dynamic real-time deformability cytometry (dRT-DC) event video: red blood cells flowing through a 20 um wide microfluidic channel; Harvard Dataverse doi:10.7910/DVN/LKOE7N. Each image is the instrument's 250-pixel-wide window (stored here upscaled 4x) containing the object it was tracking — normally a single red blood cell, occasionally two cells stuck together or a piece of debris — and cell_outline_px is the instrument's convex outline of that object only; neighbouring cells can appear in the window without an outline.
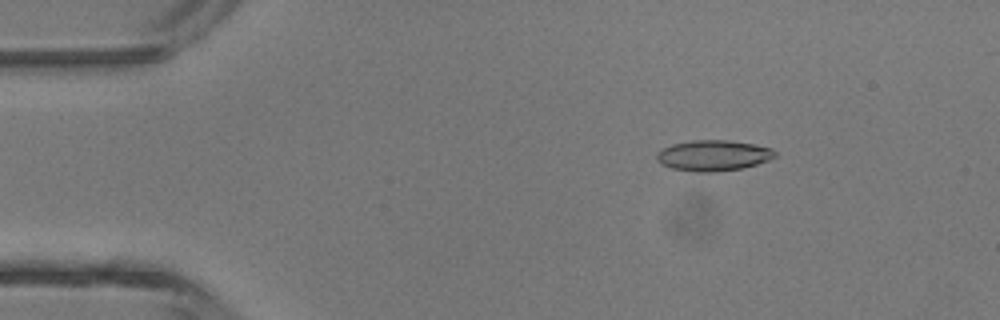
{"species": "common noctule bat (a hibernating species)", "species_latin": "Nyctalus noctula", "temperature_condition": "room temperature", "stored_images_in_passage": 35, "camera_frame_rate_fps": 3000, "um_per_image_px": 0.085, "animal": {"sex": "male", "body_mass_g": 13.3}, "frame": {"image": 1, "passage_image": 2, "time_ms": 0.333, "image_size_px": [1000, 320], "cell_outline_px": [[776, 156], [768, 160], [756, 164], [740, 168], [712, 172], [696, 172], [672, 168], [660, 164], [656, 160], [656, 152], [672, 144], [692, 140], [732, 140], [772, 148], [776, 152]], "centroid_in_image_um": [60.6, 13.21], "position_along_channel_um": 24.4, "area_um2": 21.15}}
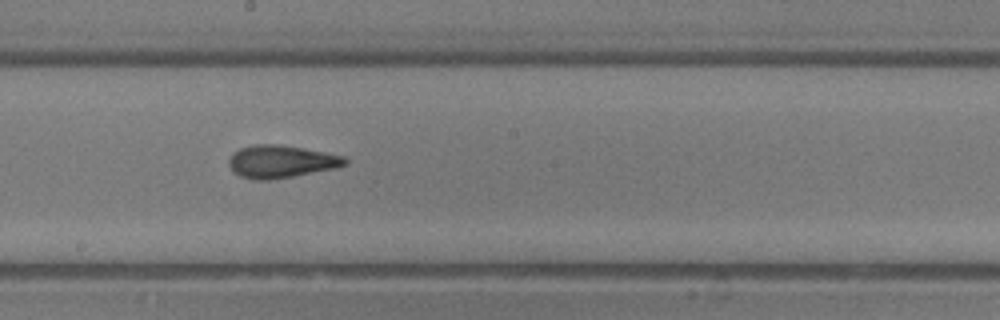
{"frame": {"image": 2, "passage_image": 20, "time_ms": 6.333, "image_size_px": [1000, 320], "cell_outline_px": [[348, 164], [336, 168], [292, 176], [268, 180], [256, 180], [240, 176], [228, 164], [228, 160], [232, 152], [240, 148], [256, 144], [280, 144], [304, 148], [344, 156], [348, 160]], "centroid_in_image_um": [23.9, 13.72], "position_along_channel_um": 224.3, "area_um2": 22.02}}
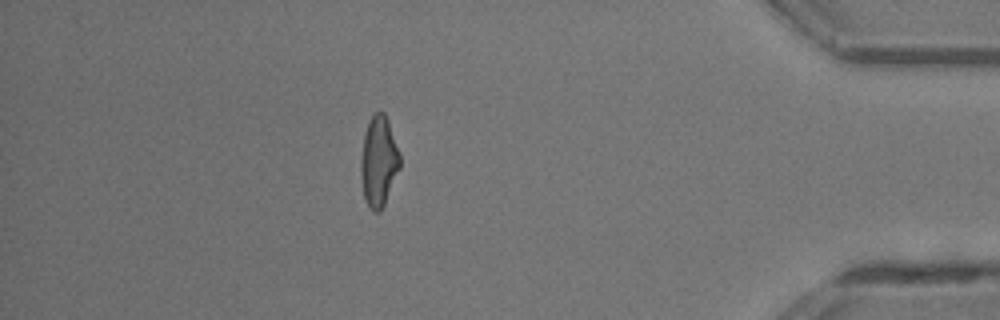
{"frame": {"image": 3, "passage_image": 35, "time_ms": 11.333, "image_size_px": [1000, 320], "cell_outline_px": [[400, 168], [384, 204], [380, 212], [372, 212], [364, 196], [360, 176], [360, 160], [364, 132], [372, 116], [376, 112], [384, 112], [388, 120], [400, 152]], "centroid_in_image_um": [32.19, 13.71], "position_along_channel_um": 403.0, "area_um2": 20.63}, "authors_computed_cell_mechanics": {"area_um2": 20.8658, "velocity_mm_per_s": 4.5136, "shape_relaxation_time_tau1_ms": 6.3531, "shape_relaxation_time_tau2_ms": 1.8154, "deformation_change_tau1": 0.2356, "deformation_change_tau2": 0.1124}}